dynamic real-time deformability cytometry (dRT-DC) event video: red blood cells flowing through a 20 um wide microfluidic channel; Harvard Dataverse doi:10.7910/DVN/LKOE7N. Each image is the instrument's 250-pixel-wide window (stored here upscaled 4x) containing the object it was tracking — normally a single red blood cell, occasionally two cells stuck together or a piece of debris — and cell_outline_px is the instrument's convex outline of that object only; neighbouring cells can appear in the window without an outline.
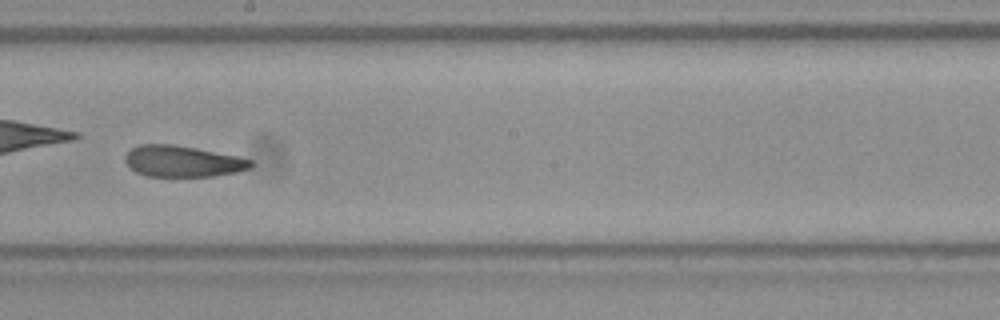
{"species": "Egyptian fruit bat (a non-hibernating species)", "species_latin": "Rousettus aegyptiacus", "temperature_condition": "room temperature", "stored_images_in_passage": 54, "camera_frame_rate_fps": 3000, "um_per_image_px": 0.085, "frame": {"image": 1, "passage_image": 31, "time_ms": 10.0, "image_size_px": [1000, 320], "cell_outline_px": [[256, 164], [252, 168], [236, 172], [212, 176], [148, 176], [136, 172], [124, 160], [124, 156], [132, 148], [140, 144], [172, 144], [196, 148], [236, 156], [252, 160]], "centroid_in_image_um": [15.55, 13.71], "position_along_channel_um": 232.7, "area_um2": 22.77}, "authors_computed_cell_mechanics": {"area_um2": 23.8425, "velocity_mm_per_s": 3.8425, "shape_relaxation_time_tau1_ms": 10.785, "shape_relaxation_time_tau2_ms": 3.0375, "deformation_change_tau1": 0.2353, "deformation_change_tau2": 0.1045}}